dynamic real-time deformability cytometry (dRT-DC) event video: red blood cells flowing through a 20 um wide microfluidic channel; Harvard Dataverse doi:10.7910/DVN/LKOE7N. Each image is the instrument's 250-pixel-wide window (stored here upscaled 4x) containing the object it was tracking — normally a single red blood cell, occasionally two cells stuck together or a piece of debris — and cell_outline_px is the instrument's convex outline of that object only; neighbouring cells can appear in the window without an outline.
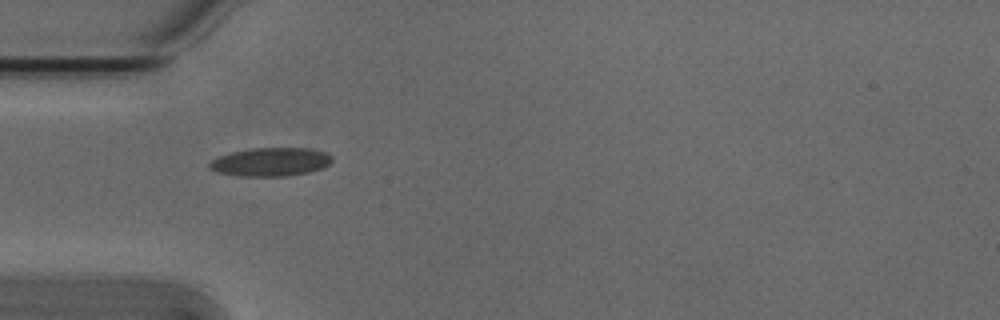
{"species": "Egyptian fruit bat (a non-hibernating species)", "species_latin": "Rousettus aegyptiacus", "temperature_condition": "cold", "stored_images_in_passage": 4, "camera_frame_rate_fps": 3000, "um_per_image_px": 0.085, "animal": {"sex": "male"}, "frame": {"image": 1, "passage_image": 3, "time_ms": 0.667, "image_size_px": [1000, 320], "cell_outline_px": [[332, 160], [328, 164], [320, 168], [308, 172], [288, 176], [236, 176], [216, 172], [208, 168], [208, 164], [212, 160], [220, 156], [232, 152], [252, 148], [312, 148], [324, 152], [332, 156]], "centroid_in_image_um": [22.97, 13.76], "position_along_channel_um": 62.0, "area_um2": 20.35}}